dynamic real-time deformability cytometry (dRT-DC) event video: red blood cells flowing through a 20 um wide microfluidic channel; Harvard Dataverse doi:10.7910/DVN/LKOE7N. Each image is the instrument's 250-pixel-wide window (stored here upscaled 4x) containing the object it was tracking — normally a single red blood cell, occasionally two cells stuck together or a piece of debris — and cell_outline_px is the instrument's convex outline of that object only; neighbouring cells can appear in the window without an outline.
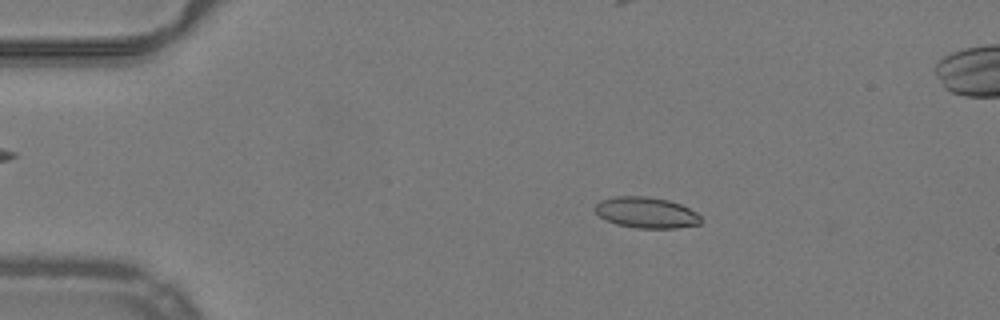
{"species": "common noctule bat (a hibernating species)", "species_latin": "Nyctalus noctula", "temperature_condition": "warm", "stored_images_in_passage": 52, "camera_frame_rate_fps": 3000, "um_per_image_px": 0.085, "animal": {"sex": "male", "body_mass_g": 19.2, "forearm_length_mm": 51.8}, "frame": {"image": 1, "passage_image": 10, "time_ms": 3.0, "image_size_px": [1000, 320], "cell_outline_px": [[700, 224], [676, 228], [636, 228], [616, 224], [600, 216], [592, 208], [600, 200], [612, 196], [648, 196], [668, 200], [680, 204], [696, 212], [700, 216]], "centroid_in_image_um": [54.9, 18.06], "position_along_channel_um": 30.1, "area_um2": 19.13}}
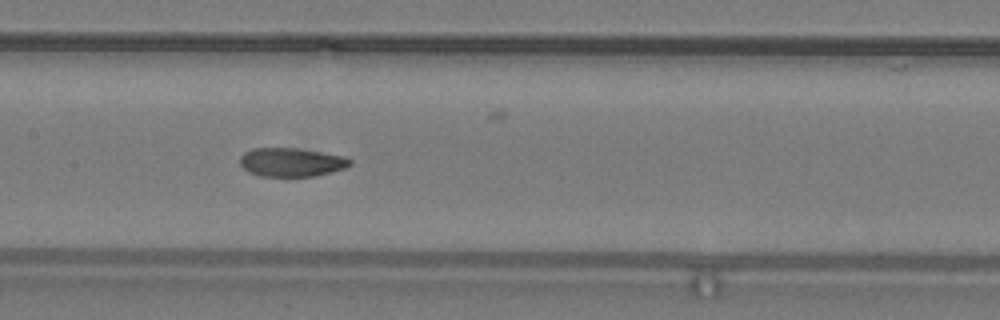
{"frame": {"image": 2, "passage_image": 26, "time_ms": 8.333, "image_size_px": [1000, 320], "cell_outline_px": [[352, 164], [344, 168], [316, 176], [260, 176], [248, 172], [240, 164], [240, 156], [244, 152], [252, 148], [296, 148], [344, 156], [352, 160]], "centroid_in_image_um": [24.75, 13.78], "position_along_channel_um": 182.7, "area_um2": 18.38}}
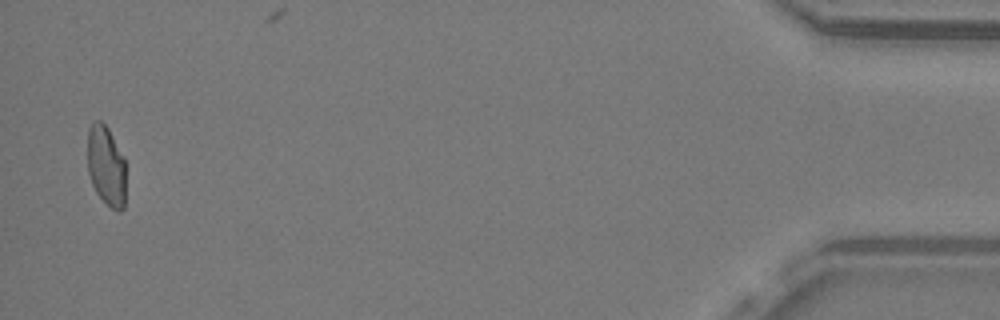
{"frame": {"image": 3, "passage_image": 51, "time_ms": 16.667, "image_size_px": [1000, 320], "cell_outline_px": [[124, 208], [120, 212], [116, 212], [96, 192], [92, 184], [88, 172], [88, 128], [92, 120], [100, 120], [108, 128], [124, 156]], "centroid_in_image_um": [9.01, 14.06], "position_along_channel_um": 426.2, "area_um2": 17.86}, "authors_computed_cell_mechanics": {"area_um2": 18.8428, "velocity_mm_per_s": 3.9873, "shape_relaxation_time_tau1_ms": null, "shape_relaxation_time_tau2_ms": 0.8257, "deformation_change_tau1": null, "deformation_change_tau2": 0.0579}}